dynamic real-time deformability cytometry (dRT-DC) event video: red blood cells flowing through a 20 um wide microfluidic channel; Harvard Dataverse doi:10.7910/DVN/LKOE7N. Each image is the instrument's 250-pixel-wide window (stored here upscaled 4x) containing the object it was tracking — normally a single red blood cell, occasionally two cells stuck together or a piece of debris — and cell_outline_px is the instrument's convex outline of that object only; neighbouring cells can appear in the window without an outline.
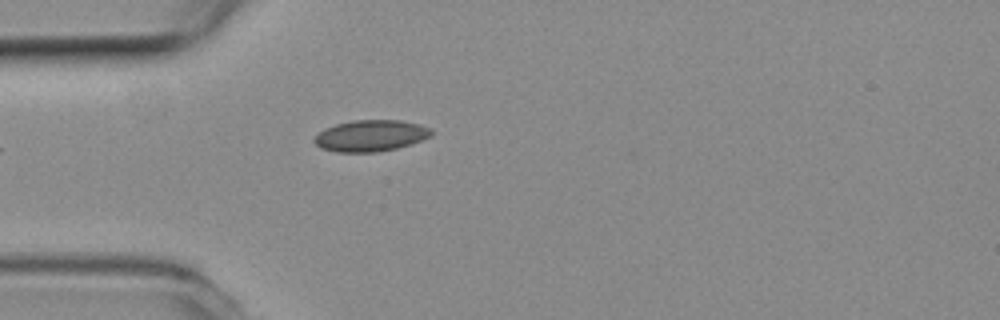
{"species": "common noctule bat (a hibernating species)", "species_latin": "Nyctalus noctula", "temperature_condition": "room temperature", "stored_images_in_passage": 4, "camera_frame_rate_fps": 3000, "um_per_image_px": 0.085, "animal": {"sex": "female", "body_mass_g": 19.3, "forearm_length_mm": 54.1}, "frame": {"image": 1, "passage_image": 4, "time_ms": 1.0, "image_size_px": [1000, 320], "cell_outline_px": [[432, 136], [424, 140], [412, 144], [380, 152], [336, 152], [320, 148], [312, 140], [324, 128], [336, 124], [352, 120], [400, 120], [416, 124], [428, 128], [432, 132]], "centroid_in_image_um": [31.49, 11.54], "position_along_channel_um": 53.5, "area_um2": 21.44}}